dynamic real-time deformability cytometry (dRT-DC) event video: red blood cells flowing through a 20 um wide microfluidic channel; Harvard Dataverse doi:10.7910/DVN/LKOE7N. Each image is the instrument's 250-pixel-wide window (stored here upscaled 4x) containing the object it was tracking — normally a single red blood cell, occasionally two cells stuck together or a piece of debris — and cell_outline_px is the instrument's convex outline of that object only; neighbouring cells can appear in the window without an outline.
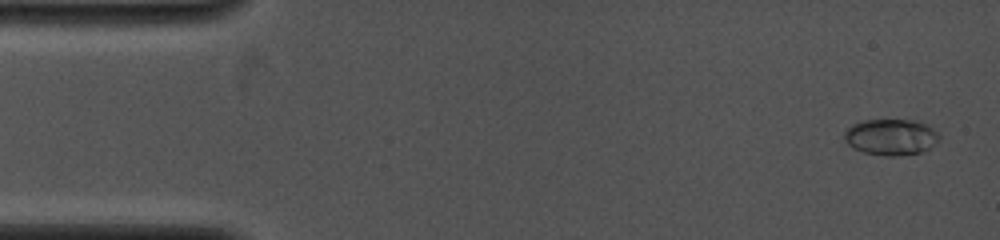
{"species": "common noctule bat (a hibernating species)", "species_latin": "Nyctalus noctula", "temperature_condition": "cold", "stored_images_in_passage": 8, "camera_frame_rate_fps": 4000, "um_per_image_px": 0.085, "animal": {"sex": "female", "body_mass_g": 19.0, "forearm_length_mm": 53.3}, "frame": {"image": 1, "passage_image": 1, "time_ms": 0.0, "image_size_px": [1000, 240], "cell_outline_px": [[940, 140], [936, 144], [920, 152], [900, 156], [884, 156], [864, 152], [852, 148], [844, 140], [844, 132], [852, 124], [864, 120], [916, 120], [932, 128], [940, 136]], "centroid_in_image_um": [75.72, 11.65], "position_along_channel_um": 9.3, "area_um2": 20.06}}
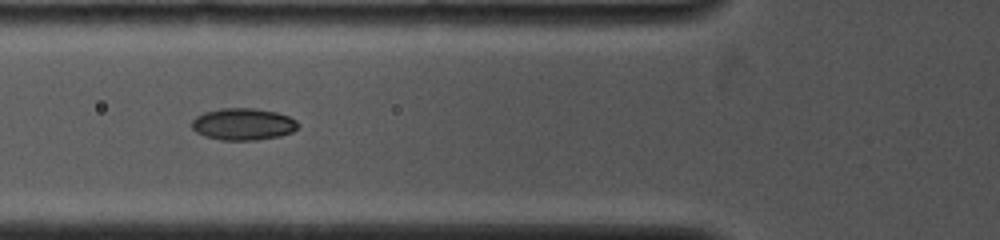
{"frame": {"image": 2, "passage_image": 7, "time_ms": 5.0, "image_size_px": [1000, 240], "cell_outline_px": [[300, 124], [292, 132], [280, 136], [256, 140], [220, 140], [204, 136], [196, 132], [192, 128], [192, 120], [196, 116], [204, 112], [220, 108], [252, 108], [276, 112], [288, 116], [296, 120]], "centroid_in_image_um": [20.65, 10.55], "position_along_channel_um": 105.1, "area_um2": 19.83}}
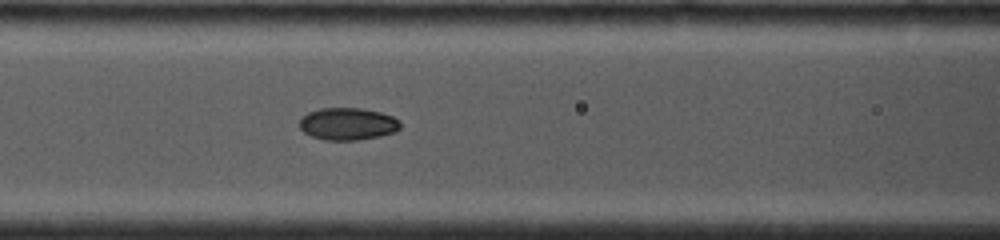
{"frame": {"image": 3, "passage_image": 8, "time_ms": 5.75, "image_size_px": [1000, 240], "cell_outline_px": [[400, 128], [396, 132], [380, 136], [356, 140], [324, 140], [312, 136], [304, 132], [300, 128], [300, 116], [308, 112], [320, 108], [364, 108], [380, 112], [392, 116], [400, 120]], "centroid_in_image_um": [29.56, 10.52], "position_along_channel_um": 137.0, "area_um2": 19.13}}